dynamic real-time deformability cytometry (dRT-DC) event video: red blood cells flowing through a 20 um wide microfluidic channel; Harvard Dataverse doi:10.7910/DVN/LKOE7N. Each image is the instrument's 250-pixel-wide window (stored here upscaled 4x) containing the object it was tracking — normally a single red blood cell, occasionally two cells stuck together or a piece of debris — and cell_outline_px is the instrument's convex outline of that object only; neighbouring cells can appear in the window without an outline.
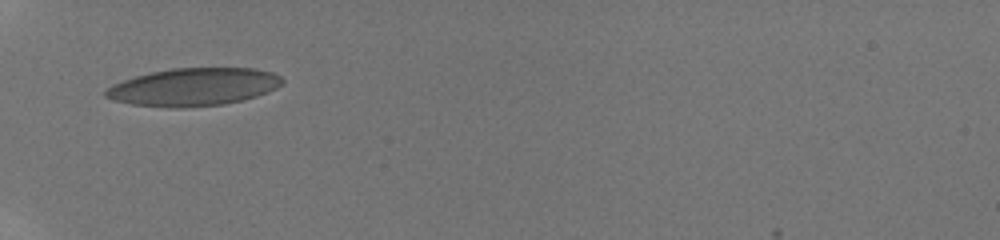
{"species": "human", "species_latin": "Homo sapiens", "temperature_condition": "room temperature", "stored_images_in_passage": 41, "camera_frame_rate_fps": 3000, "um_per_image_px": 0.085, "donor": {"sex": "male"}, "frame": {"image": 1, "passage_image": 1, "time_ms": 0.0, "image_size_px": [1000, 240], "cell_outline_px": [[284, 84], [268, 92], [256, 96], [224, 104], [180, 108], [172, 108], [132, 104], [116, 100], [104, 96], [104, 92], [112, 84], [136, 76], [152, 72], [172, 68], [256, 68], [272, 72], [280, 76], [284, 80]], "centroid_in_image_um": [16.49, 7.39], "position_along_channel_um": 68.5, "area_um2": 38.78}}
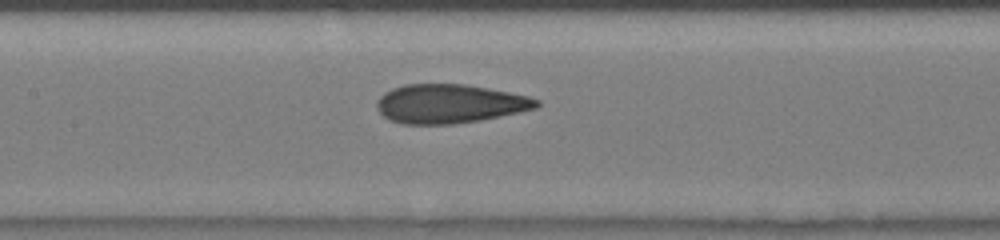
{"frame": {"image": 2, "passage_image": 11, "time_ms": 2.667, "image_size_px": [1000, 240], "cell_outline_px": [[540, 104], [536, 108], [520, 112], [480, 120], [452, 124], [404, 124], [392, 120], [384, 116], [376, 108], [376, 104], [380, 96], [384, 92], [392, 88], [404, 84], [468, 84], [528, 96], [540, 100]], "centroid_in_image_um": [38.22, 8.81], "position_along_channel_um": 169.2, "area_um2": 36.24}}
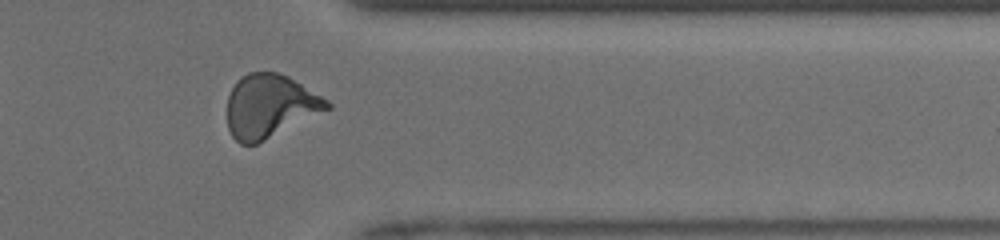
{"frame": {"image": 3, "passage_image": 31, "time_ms": 8.0, "image_size_px": [1000, 240], "cell_outline_px": [[332, 108], [256, 144], [240, 144], [232, 136], [228, 128], [228, 96], [236, 80], [240, 76], [248, 72], [276, 72], [288, 76], [328, 100], [332, 104]], "centroid_in_image_um": [22.93, 9.01], "position_along_channel_um": 388.5, "area_um2": 36.76}, "authors_computed_cell_mechanics": {"area_um2": 35.4892, "velocity_mm_per_s": 4.1567, "shape_relaxation_time_tau1_ms": null, "shape_relaxation_time_tau2_ms": 0.8652, "deformation_change_tau1": null, "deformation_change_tau2": 0.0787}}